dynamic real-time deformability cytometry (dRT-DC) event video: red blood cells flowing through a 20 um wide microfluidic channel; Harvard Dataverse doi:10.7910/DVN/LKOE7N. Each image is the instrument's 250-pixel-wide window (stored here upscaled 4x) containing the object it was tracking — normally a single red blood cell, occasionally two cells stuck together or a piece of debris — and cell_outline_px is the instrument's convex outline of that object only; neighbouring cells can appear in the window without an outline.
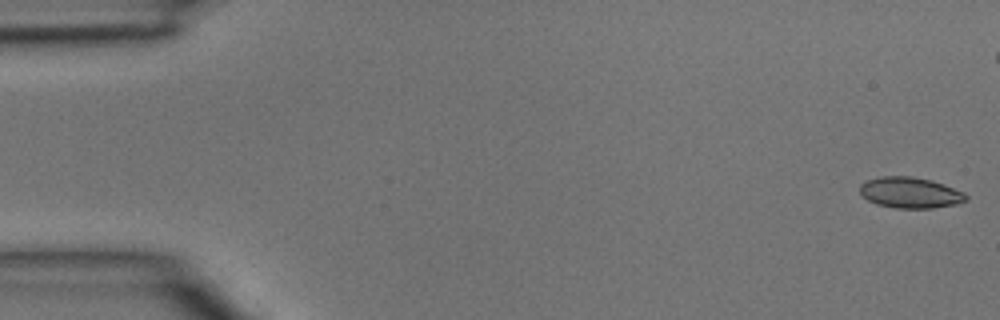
{"species": "common noctule bat (a hibernating species)", "species_latin": "Nyctalus noctula", "temperature_condition": "room temperature", "stored_images_in_passage": 40, "camera_frame_rate_fps": 3000, "um_per_image_px": 0.085, "animal": {"sex": "male", "body_mass_g": 15.6}, "frame": {"image": 1, "passage_image": 1, "time_ms": 0.0, "image_size_px": [1000, 320], "cell_outline_px": [[968, 200], [956, 204], [932, 208], [896, 208], [876, 204], [860, 196], [860, 184], [868, 180], [880, 176], [912, 176], [932, 180], [944, 184], [964, 192], [968, 196]], "centroid_in_image_um": [77.36, 16.37], "position_along_channel_um": 7.6, "area_um2": 19.31}}
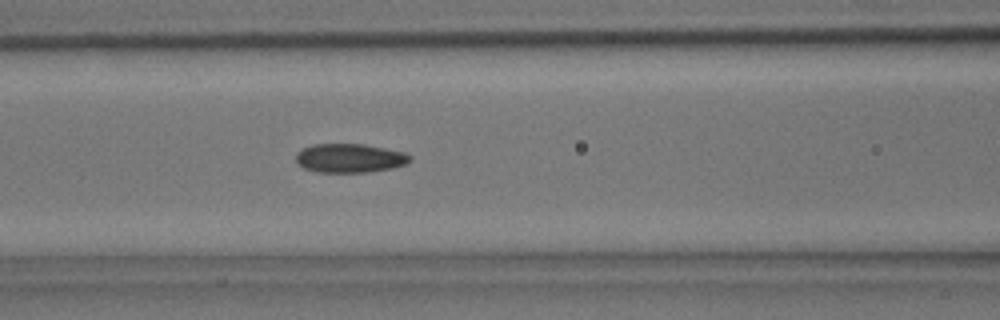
{"frame": {"image": 2, "passage_image": 19, "time_ms": 6.0, "image_size_px": [1000, 320], "cell_outline_px": [[412, 160], [404, 164], [392, 168], [368, 172], [316, 172], [304, 168], [296, 160], [296, 152], [312, 144], [364, 144], [404, 152], [412, 156]], "centroid_in_image_um": [29.73, 13.44], "position_along_channel_um": 136.9, "area_um2": 19.19}}
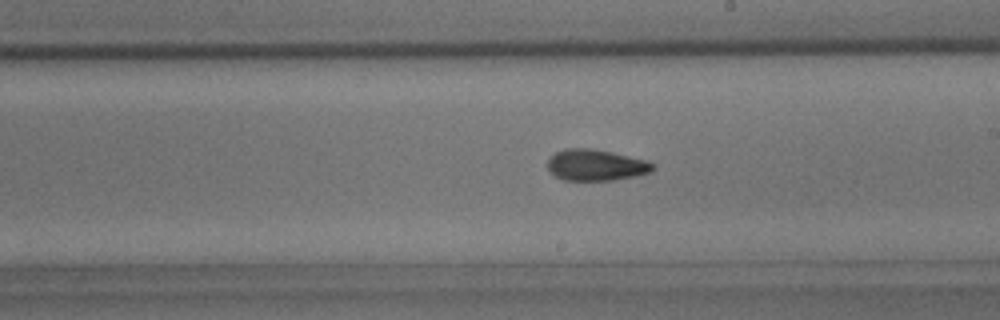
{"frame": {"image": 3, "passage_image": 26, "time_ms": 8.333, "image_size_px": [1000, 320], "cell_outline_px": [[656, 168], [652, 172], [636, 176], [612, 180], [564, 180], [556, 176], [548, 168], [548, 160], [556, 152], [564, 148], [588, 148], [612, 152], [648, 160], [656, 164]], "centroid_in_image_um": [50.72, 14.03], "position_along_channel_um": 238.3, "area_um2": 19.25}}